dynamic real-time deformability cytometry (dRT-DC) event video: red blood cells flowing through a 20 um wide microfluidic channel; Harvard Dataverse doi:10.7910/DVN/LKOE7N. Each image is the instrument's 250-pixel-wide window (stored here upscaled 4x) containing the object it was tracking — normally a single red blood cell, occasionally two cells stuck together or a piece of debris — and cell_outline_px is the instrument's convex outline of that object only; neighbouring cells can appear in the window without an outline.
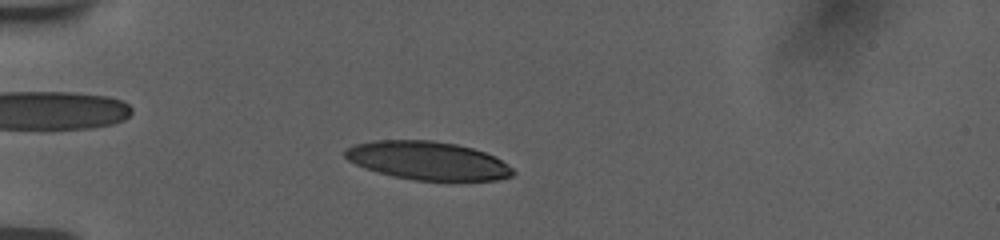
{"species": "human", "species_latin": "Homo sapiens", "temperature_condition": "room temperature", "stored_images_in_passage": 44, "camera_frame_rate_fps": 3000, "um_per_image_px": 0.085, "donor": {"sex": "female"}, "frame": {"image": 1, "passage_image": 5, "time_ms": 1.333, "image_size_px": [1000, 240], "cell_outline_px": [[516, 172], [512, 176], [496, 180], [416, 180], [392, 176], [376, 172], [364, 168], [348, 160], [344, 156], [344, 148], [356, 144], [372, 140], [432, 140], [456, 144], [472, 148], [484, 152], [500, 160], [512, 168]], "centroid_in_image_um": [36.31, 13.65], "position_along_channel_um": 48.7, "area_um2": 37.45}}
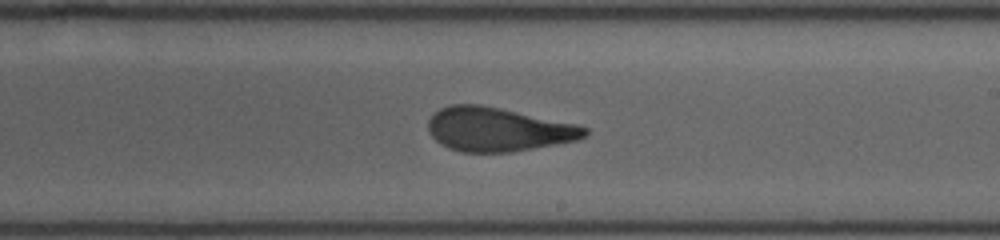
{"frame": {"image": 2, "passage_image": 23, "time_ms": 7.333, "image_size_px": [1000, 240], "cell_outline_px": [[588, 136], [576, 140], [556, 144], [512, 152], [460, 152], [448, 148], [440, 144], [428, 132], [428, 120], [440, 108], [452, 104], [480, 104], [500, 108], [576, 124], [588, 128]], "centroid_in_image_um": [42.31, 11.0], "position_along_channel_um": 246.7, "area_um2": 40.0}}
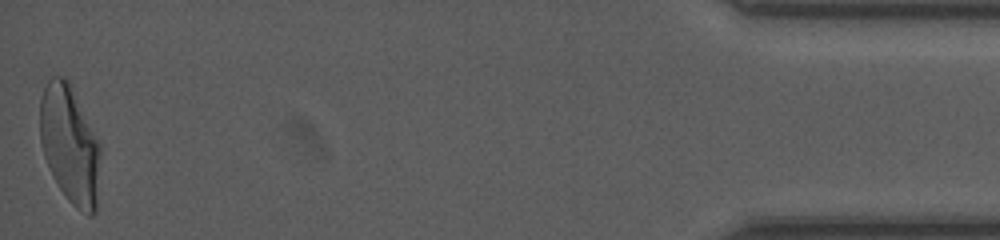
{"frame": {"image": 3, "passage_image": 44, "time_ms": 14.333, "image_size_px": [1000, 240], "cell_outline_px": [[100, 152], [96, 212], [92, 216], [88, 216], [80, 212], [68, 200], [52, 176], [44, 156], [40, 144], [40, 96], [48, 80], [52, 76], [64, 76], [68, 80], [100, 144]], "centroid_in_image_um": [5.92, 12.31], "position_along_channel_um": 429.3, "area_um2": 41.5}, "authors_computed_cell_mechanics": {"area_um2": 40.171, "velocity_mm_per_s": 3.7595, "shape_relaxation_time_tau1_ms": 8.7929, "shape_relaxation_time_tau2_ms": 1.3978, "deformation_change_tau1": 0.2838, "deformation_change_tau2": 0.0975}}